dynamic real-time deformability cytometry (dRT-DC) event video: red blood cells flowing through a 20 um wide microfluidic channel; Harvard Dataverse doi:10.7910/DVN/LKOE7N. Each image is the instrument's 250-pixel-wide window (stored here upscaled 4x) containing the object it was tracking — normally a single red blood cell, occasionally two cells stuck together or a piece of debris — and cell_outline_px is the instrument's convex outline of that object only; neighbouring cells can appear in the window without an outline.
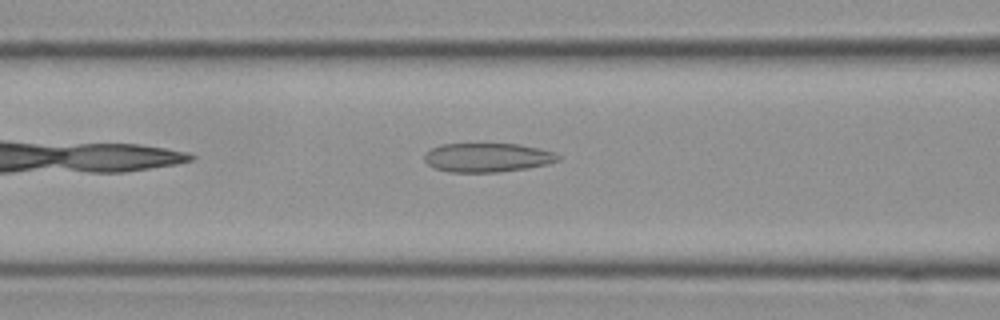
{"species": "Egyptian fruit bat (a non-hibernating species)", "species_latin": "Rousettus aegyptiacus", "temperature_condition": "cold", "stored_images_in_passage": 38, "camera_frame_rate_fps": 3000, "um_per_image_px": 0.085, "frame": {"image": 1, "passage_image": 7, "time_ms": 2.0, "image_size_px": [1000, 320], "cell_outline_px": [[560, 160], [548, 164], [528, 168], [496, 172], [448, 172], [436, 168], [428, 164], [424, 160], [424, 156], [432, 148], [440, 144], [520, 144], [556, 152], [560, 156]], "centroid_in_image_um": [41.47, 13.39], "position_along_channel_um": 125.1, "area_um2": 22.6}}
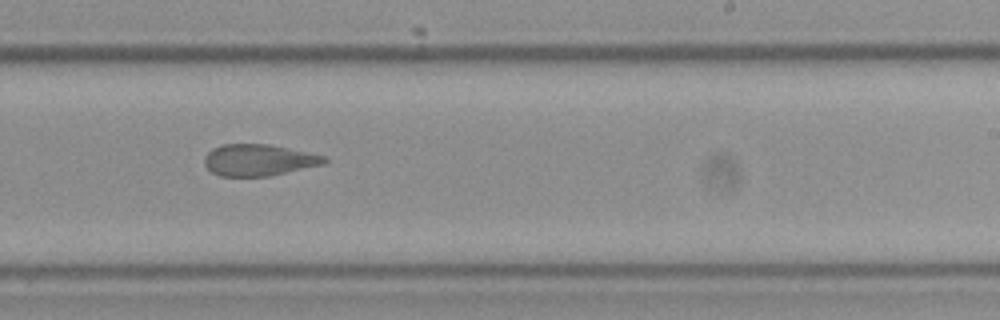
{"frame": {"image": 2, "passage_image": 19, "time_ms": 6.0, "image_size_px": [1000, 320], "cell_outline_px": [[328, 160], [324, 164], [268, 176], [220, 176], [212, 172], [204, 164], [204, 156], [212, 148], [220, 144], [268, 144], [328, 156]], "centroid_in_image_um": [21.98, 13.59], "position_along_channel_um": 267.0, "area_um2": 22.08}}
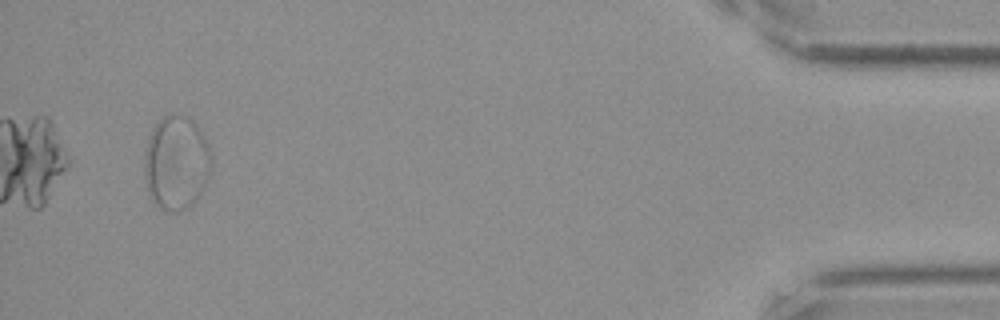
{"frame": {"image": 3, "passage_image": 38, "time_ms": 12.333, "image_size_px": [1000, 320], "cell_outline_px": [[212, 168], [208, 180], [204, 188], [196, 200], [184, 208], [176, 212], [168, 212], [160, 208], [152, 200], [148, 192], [144, 176], [144, 152], [148, 136], [156, 124], [168, 112], [172, 112], [184, 116], [192, 120], [196, 124], [204, 136], [212, 152]], "centroid_in_image_um": [14.99, 13.82], "position_along_channel_um": 420.2, "area_um2": 37.34}, "authors_computed_cell_mechanics": {"area_um2": 23.409, "velocity_mm_per_s": 3.5481, "shape_relaxation_time_tau1_ms": null, "shape_relaxation_time_tau2_ms": 2.1547, "deformation_change_tau1": null, "deformation_change_tau2": 0.0948}}